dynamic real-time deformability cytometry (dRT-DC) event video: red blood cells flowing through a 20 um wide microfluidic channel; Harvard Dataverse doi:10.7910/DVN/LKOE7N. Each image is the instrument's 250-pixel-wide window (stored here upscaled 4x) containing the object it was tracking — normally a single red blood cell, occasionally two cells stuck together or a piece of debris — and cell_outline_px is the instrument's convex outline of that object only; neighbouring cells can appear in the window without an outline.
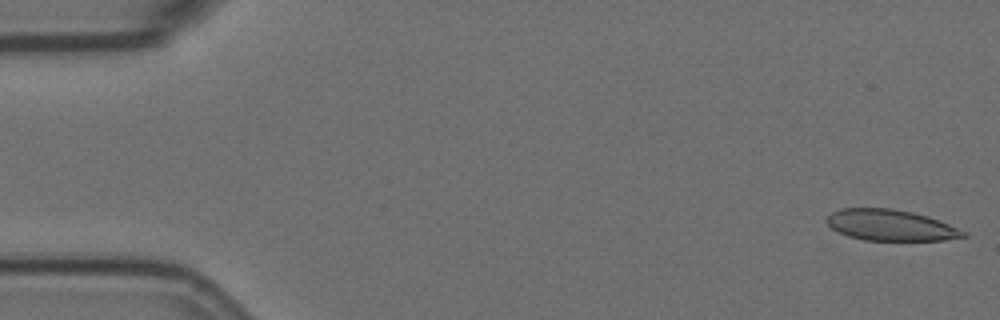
{"species": "Egyptian fruit bat (a non-hibernating species)", "species_latin": "Rousettus aegyptiacus", "temperature_condition": "room temperature", "stored_images_in_passage": 6, "camera_frame_rate_fps": 3000, "um_per_image_px": 0.085, "animal": {"sex": "female"}, "frame": {"image": 1, "passage_image": 1, "time_ms": 0.0, "image_size_px": [1000, 320], "cell_outline_px": [[968, 236], [944, 240], [864, 240], [848, 236], [832, 228], [824, 220], [832, 212], [840, 208], [892, 208], [912, 212], [928, 216], [940, 220], [968, 232]], "centroid_in_image_um": [75.72, 19.13], "position_along_channel_um": 9.3, "area_um2": 24.8}}
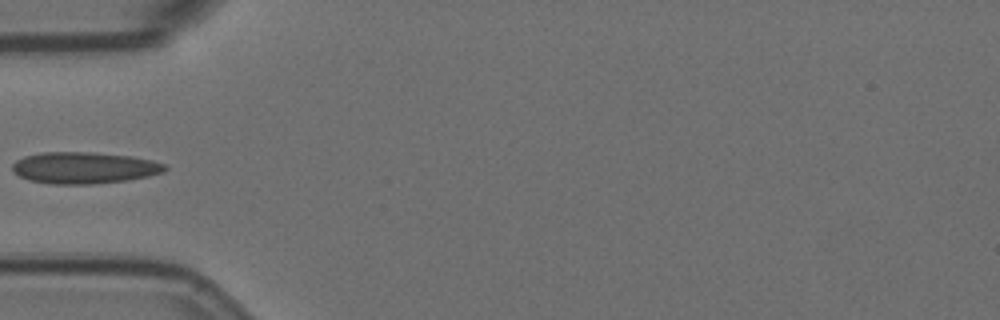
{"frame": {"image": 2, "passage_image": 5, "time_ms": 1.333, "image_size_px": [1000, 320], "cell_outline_px": [[168, 168], [164, 172], [148, 176], [128, 180], [92, 184], [52, 184], [28, 180], [12, 172], [12, 164], [16, 160], [24, 156], [40, 152], [92, 152], [132, 156], [152, 160], [164, 164]], "centroid_in_image_um": [7.13, 14.26], "position_along_channel_um": 77.9, "area_um2": 28.26}}
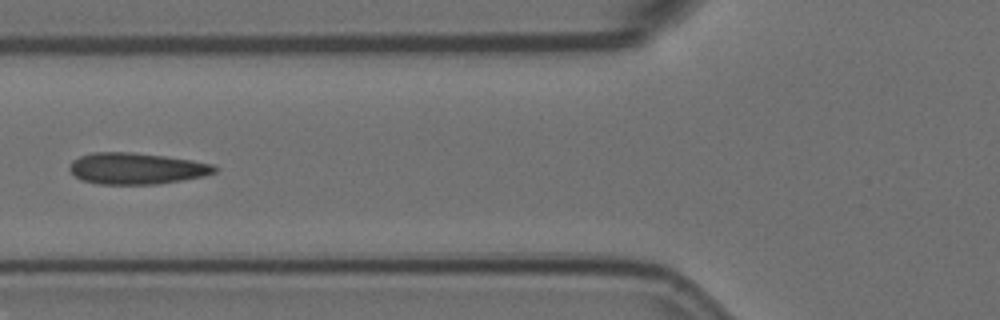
{"frame": {"image": 3, "passage_image": 6, "time_ms": 1.667, "image_size_px": [1000, 320], "cell_outline_px": [[220, 168], [216, 172], [204, 176], [156, 184], [100, 184], [80, 180], [68, 168], [72, 160], [80, 156], [92, 152], [132, 152], [164, 156], [192, 160], [212, 164]], "centroid_in_image_um": [11.6, 14.32], "position_along_channel_um": 114.2, "area_um2": 26.53}}